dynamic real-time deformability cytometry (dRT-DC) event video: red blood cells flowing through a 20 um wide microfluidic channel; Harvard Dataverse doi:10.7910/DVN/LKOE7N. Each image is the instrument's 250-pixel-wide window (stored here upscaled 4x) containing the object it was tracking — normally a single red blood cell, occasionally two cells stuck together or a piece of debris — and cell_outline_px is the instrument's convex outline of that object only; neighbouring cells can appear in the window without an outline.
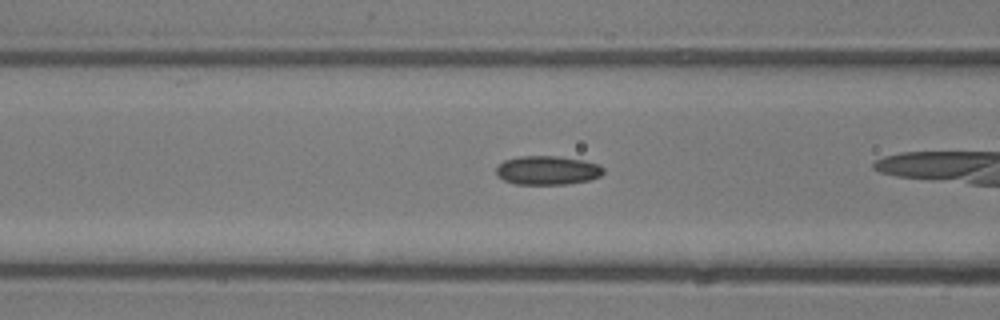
{"species": "common noctule bat (a hibernating species)", "species_latin": "Nyctalus noctula", "temperature_condition": "room temperature", "stored_images_in_passage": 27, "camera_frame_rate_fps": 3000, "um_per_image_px": 0.085, "animal": {"sex": "male", "body_mass_g": 13.3}, "frame": {"image": 1, "passage_image": 8, "time_ms": 2.333, "image_size_px": [1000, 320], "cell_outline_px": [[604, 172], [600, 176], [588, 180], [568, 184], [516, 184], [504, 180], [496, 176], [496, 168], [504, 160], [520, 156], [560, 156], [584, 160], [600, 164], [604, 168]], "centroid_in_image_um": [46.55, 14.47], "position_along_channel_um": 120.1, "area_um2": 18.21}}